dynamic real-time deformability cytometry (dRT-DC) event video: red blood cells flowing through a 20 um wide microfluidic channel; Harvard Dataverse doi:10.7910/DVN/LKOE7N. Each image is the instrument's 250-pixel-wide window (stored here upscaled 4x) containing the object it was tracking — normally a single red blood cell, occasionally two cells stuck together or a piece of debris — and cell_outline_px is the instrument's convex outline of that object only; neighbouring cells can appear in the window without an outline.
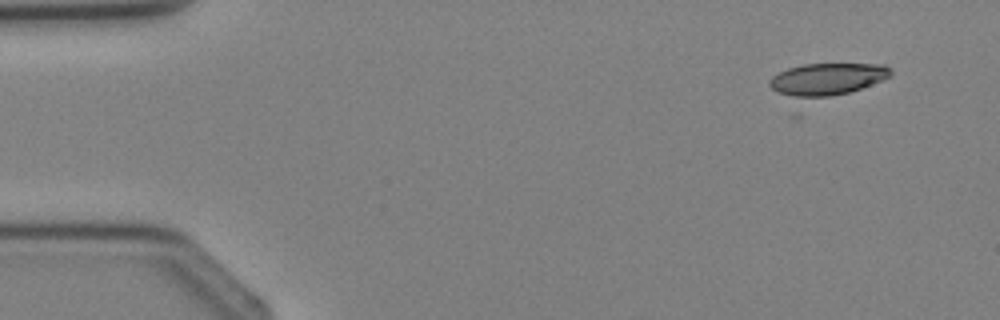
{"species": "Egyptian fruit bat (a non-hibernating species)", "species_latin": "Rousettus aegyptiacus", "temperature_condition": "cold", "stored_images_in_passage": 3, "camera_frame_rate_fps": 3000, "um_per_image_px": 0.085, "animal": {"sex": "female"}, "frame": {"image": 1, "passage_image": 1, "time_ms": 0.0, "image_size_px": [1000, 320], "cell_outline_px": [[892, 76], [860, 88], [848, 92], [828, 96], [796, 96], [780, 92], [772, 88], [768, 84], [768, 80], [772, 76], [788, 68], [804, 64], [884, 64], [892, 72]], "centroid_in_image_um": [70.32, 6.69], "position_along_channel_um": 14.7, "area_um2": 21.96}}